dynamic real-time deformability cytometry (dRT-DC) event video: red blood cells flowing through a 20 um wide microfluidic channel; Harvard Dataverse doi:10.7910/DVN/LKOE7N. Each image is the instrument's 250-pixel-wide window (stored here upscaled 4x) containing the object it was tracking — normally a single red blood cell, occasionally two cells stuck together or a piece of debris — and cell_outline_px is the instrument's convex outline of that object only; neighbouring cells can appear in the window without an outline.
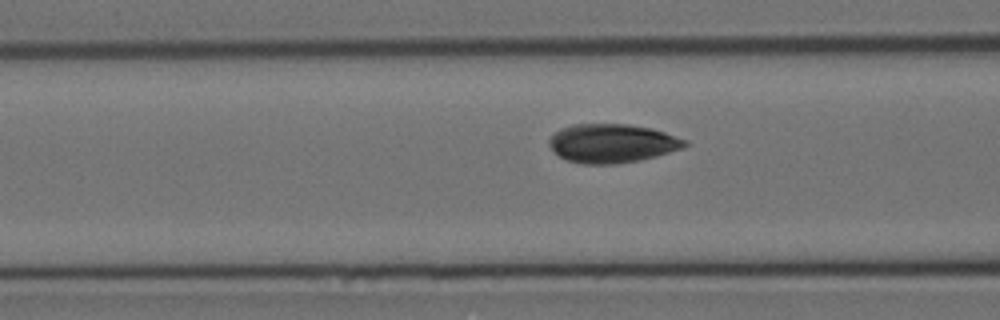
{"species": "Egyptian fruit bat (a non-hibernating species)", "species_latin": "Rousettus aegyptiacus", "temperature_condition": "cold", "stored_images_in_passage": 13, "camera_frame_rate_fps": 3000, "um_per_image_px": 0.085, "animal": {"sex": "female"}, "frame": {"image": 1, "passage_image": 10, "time_ms": 3.0, "image_size_px": [1000, 320], "cell_outline_px": [[688, 144], [680, 148], [656, 156], [640, 160], [616, 164], [584, 164], [568, 160], [560, 156], [548, 144], [548, 140], [556, 132], [572, 124], [628, 124], [652, 128], [688, 140]], "centroid_in_image_um": [52.04, 12.18], "position_along_channel_um": 114.6, "area_um2": 30.4}}